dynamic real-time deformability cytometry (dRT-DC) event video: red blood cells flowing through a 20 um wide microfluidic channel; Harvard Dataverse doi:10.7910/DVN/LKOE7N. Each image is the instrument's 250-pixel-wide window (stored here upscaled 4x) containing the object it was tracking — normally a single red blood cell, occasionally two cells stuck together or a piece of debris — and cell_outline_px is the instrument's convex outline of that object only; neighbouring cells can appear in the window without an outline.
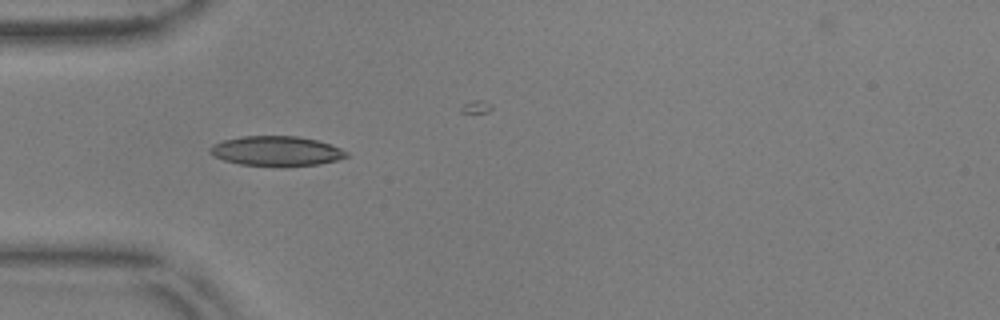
{"species": "common noctule bat (a hibernating species)", "species_latin": "Nyctalus noctula", "temperature_condition": "warm", "stored_images_in_passage": 17, "camera_frame_rate_fps": 3000, "um_per_image_px": 0.085, "animal": {"sex": "male", "body_mass_g": 17.9, "forearm_length_mm": 54.2}, "frame": {"image": 1, "passage_image": 1, "time_ms": 0.0, "image_size_px": [1000, 320], "cell_outline_px": [[348, 156], [336, 160], [320, 164], [284, 168], [280, 168], [240, 164], [224, 160], [216, 156], [208, 148], [224, 140], [240, 136], [300, 136], [316, 140], [340, 148], [348, 152]], "centroid_in_image_um": [23.53, 12.86], "position_along_channel_um": 61.5, "area_um2": 23.93}}
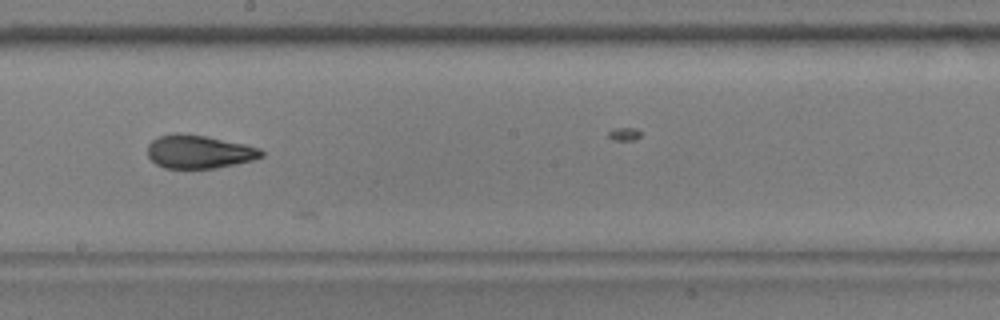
{"frame": {"image": 2, "passage_image": 15, "time_ms": 4.667, "image_size_px": [1000, 320], "cell_outline_px": [[264, 156], [252, 160], [236, 164], [216, 168], [164, 168], [156, 164], [148, 156], [148, 144], [152, 140], [160, 136], [172, 132], [176, 132], [204, 136], [244, 144], [260, 148], [264, 152]], "centroid_in_image_um": [16.91, 12.9], "position_along_channel_um": 231.3, "area_um2": 22.08}}